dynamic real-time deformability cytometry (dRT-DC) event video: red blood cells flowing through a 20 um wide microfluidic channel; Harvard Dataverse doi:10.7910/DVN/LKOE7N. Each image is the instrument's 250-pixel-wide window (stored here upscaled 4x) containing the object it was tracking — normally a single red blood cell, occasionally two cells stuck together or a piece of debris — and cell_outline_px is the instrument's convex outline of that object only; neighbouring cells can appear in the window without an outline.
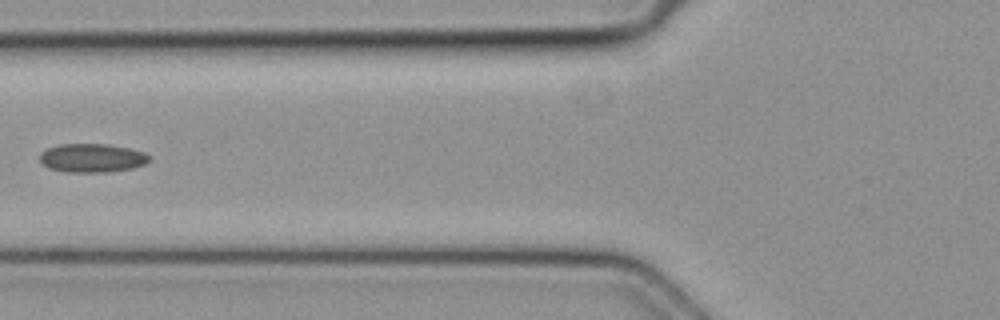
{"species": "common noctule bat (a hibernating species)", "species_latin": "Nyctalus noctula", "temperature_condition": "cold", "stored_images_in_passage": 4, "camera_frame_rate_fps": 3000, "um_per_image_px": 0.085, "animal": {"sex": "female", "body_mass_g": 19.3, "forearm_length_mm": 54.1}, "frame": {"image": 1, "passage_image": 4, "time_ms": 1.0, "image_size_px": [1000, 320], "cell_outline_px": [[148, 160], [144, 164], [132, 168], [108, 172], [64, 172], [48, 168], [40, 160], [40, 152], [48, 148], [60, 144], [108, 144], [128, 148], [144, 152], [148, 156]], "centroid_in_image_um": [7.79, 13.43], "position_along_channel_um": 118.0, "area_um2": 18.21}}